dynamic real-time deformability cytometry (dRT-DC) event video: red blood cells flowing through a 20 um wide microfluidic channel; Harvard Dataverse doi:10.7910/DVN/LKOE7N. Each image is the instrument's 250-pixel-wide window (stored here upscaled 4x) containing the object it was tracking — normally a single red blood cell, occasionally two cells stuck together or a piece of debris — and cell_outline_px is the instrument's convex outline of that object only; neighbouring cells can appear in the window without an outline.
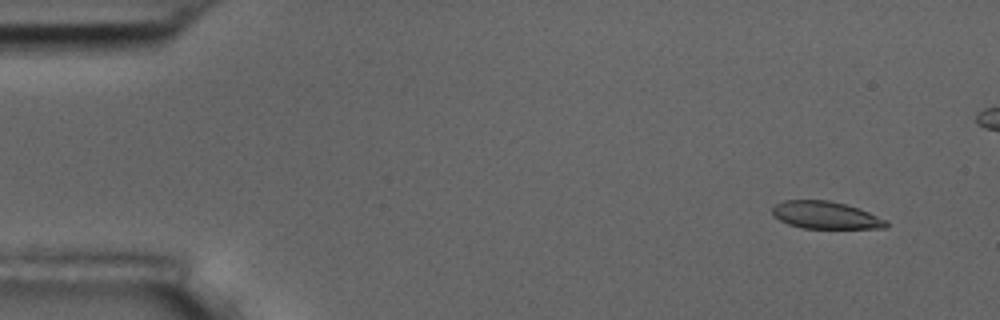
{"species": "common noctule bat (a hibernating species)", "species_latin": "Nyctalus noctula", "temperature_condition": "room temperature", "stored_images_in_passage": 5, "camera_frame_rate_fps": 3000, "um_per_image_px": 0.085, "animal": {"sex": "male", "body_mass_g": 17.5, "forearm_length_mm": 52.3}, "frame": {"image": 1, "passage_image": 1, "time_ms": 0.0, "image_size_px": [1000, 320], "cell_outline_px": [[888, 228], [800, 228], [788, 224], [772, 216], [772, 208], [776, 204], [784, 200], [828, 200], [844, 204], [868, 212], [888, 220]], "centroid_in_image_um": [70.16, 18.29], "position_along_channel_um": 14.8, "area_um2": 18.15}}